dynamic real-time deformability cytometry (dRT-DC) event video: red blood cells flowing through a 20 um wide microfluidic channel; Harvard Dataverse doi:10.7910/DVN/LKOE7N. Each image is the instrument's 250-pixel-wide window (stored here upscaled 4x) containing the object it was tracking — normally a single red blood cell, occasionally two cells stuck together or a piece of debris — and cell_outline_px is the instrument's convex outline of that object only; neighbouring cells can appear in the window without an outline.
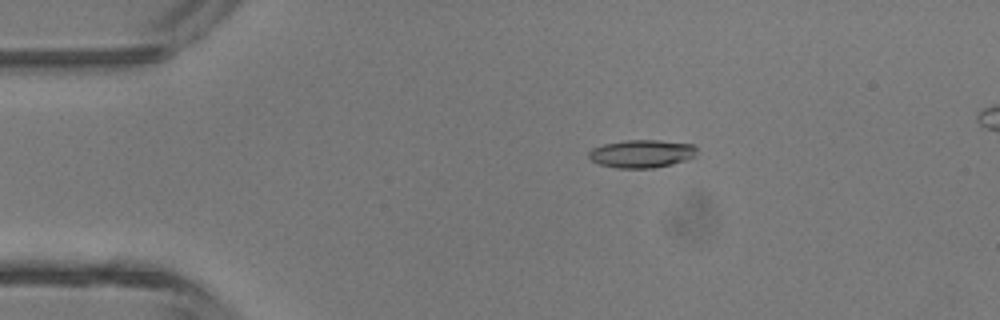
{"species": "common noctule bat (a hibernating species)", "species_latin": "Nyctalus noctula", "temperature_condition": "room temperature", "stored_images_in_passage": 47, "segment_of_instrument_passage": [1, 2], "camera_frame_rate_fps": 3000, "um_per_image_px": 0.085, "animal": {"sex": "male", "body_mass_g": 13.3}, "frame": {"image": 1, "passage_image": 9, "time_ms": 2.667, "image_size_px": [1000, 320], "cell_outline_px": [[696, 156], [672, 164], [652, 168], [616, 168], [600, 164], [592, 160], [588, 156], [588, 152], [592, 148], [604, 144], [628, 140], [656, 140], [692, 144], [696, 148]], "centroid_in_image_um": [54.53, 13.06], "position_along_channel_um": 30.5, "area_um2": 17.46}}
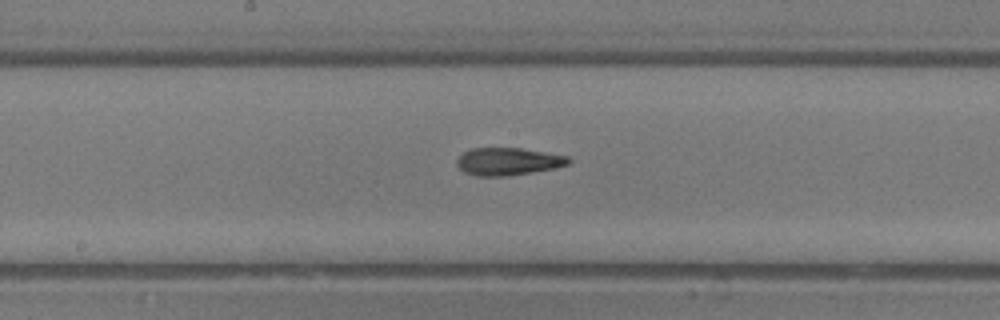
{"frame": {"image": 2, "passage_image": 24, "time_ms": 7.667, "image_size_px": [1000, 320], "cell_outline_px": [[572, 160], [568, 164], [552, 168], [508, 176], [476, 176], [464, 172], [456, 164], [456, 160], [464, 152], [472, 148], [520, 148], [568, 156]], "centroid_in_image_um": [43.16, 13.72], "position_along_channel_um": 205.0, "area_um2": 17.74}}
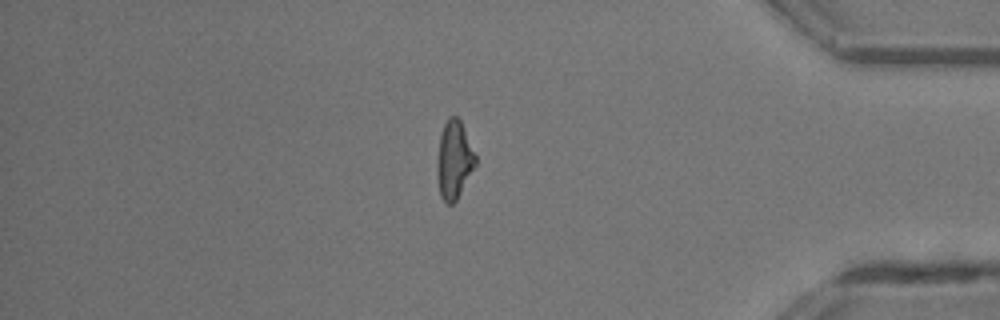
{"frame": {"image": 3, "passage_image": 39, "time_ms": 12.667, "image_size_px": [1000, 320], "cell_outline_px": [[476, 164], [456, 200], [452, 204], [448, 204], [440, 196], [436, 172], [436, 168], [440, 136], [444, 124], [448, 116], [456, 116], [460, 120], [476, 156]], "centroid_in_image_um": [38.58, 13.59], "position_along_channel_um": 396.6, "area_um2": 17.22}}